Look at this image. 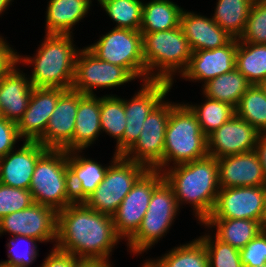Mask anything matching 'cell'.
<instances>
[{"label": "cell", "mask_w": 266, "mask_h": 267, "mask_svg": "<svg viewBox=\"0 0 266 267\" xmlns=\"http://www.w3.org/2000/svg\"><path fill=\"white\" fill-rule=\"evenodd\" d=\"M121 239L113 217L74 202L57 212L55 248L78 259L109 261L112 248Z\"/></svg>", "instance_id": "1"}, {"label": "cell", "mask_w": 266, "mask_h": 267, "mask_svg": "<svg viewBox=\"0 0 266 267\" xmlns=\"http://www.w3.org/2000/svg\"><path fill=\"white\" fill-rule=\"evenodd\" d=\"M169 167L163 175L174 191L178 206L190 203L195 216L203 223L212 213L220 191L217 159L207 155Z\"/></svg>", "instance_id": "2"}, {"label": "cell", "mask_w": 266, "mask_h": 267, "mask_svg": "<svg viewBox=\"0 0 266 267\" xmlns=\"http://www.w3.org/2000/svg\"><path fill=\"white\" fill-rule=\"evenodd\" d=\"M33 58L19 55V63L31 64L29 78L33 87L72 88L75 61L79 49H75L71 35L46 34Z\"/></svg>", "instance_id": "3"}, {"label": "cell", "mask_w": 266, "mask_h": 267, "mask_svg": "<svg viewBox=\"0 0 266 267\" xmlns=\"http://www.w3.org/2000/svg\"><path fill=\"white\" fill-rule=\"evenodd\" d=\"M141 34L146 81H166L173 85V75L185 71L193 53L181 26Z\"/></svg>", "instance_id": "4"}, {"label": "cell", "mask_w": 266, "mask_h": 267, "mask_svg": "<svg viewBox=\"0 0 266 267\" xmlns=\"http://www.w3.org/2000/svg\"><path fill=\"white\" fill-rule=\"evenodd\" d=\"M208 155L207 136L201 131L195 114L186 104L170 102V117L166 127L163 168L184 164ZM170 161V162H169Z\"/></svg>", "instance_id": "5"}, {"label": "cell", "mask_w": 266, "mask_h": 267, "mask_svg": "<svg viewBox=\"0 0 266 267\" xmlns=\"http://www.w3.org/2000/svg\"><path fill=\"white\" fill-rule=\"evenodd\" d=\"M29 191L34 203L56 212L74 203L70 187L67 151L48 149L36 162Z\"/></svg>", "instance_id": "6"}, {"label": "cell", "mask_w": 266, "mask_h": 267, "mask_svg": "<svg viewBox=\"0 0 266 267\" xmlns=\"http://www.w3.org/2000/svg\"><path fill=\"white\" fill-rule=\"evenodd\" d=\"M180 210L172 187L165 179L153 190L152 197L138 230L127 240L134 254H141L157 243L172 226Z\"/></svg>", "instance_id": "7"}, {"label": "cell", "mask_w": 266, "mask_h": 267, "mask_svg": "<svg viewBox=\"0 0 266 267\" xmlns=\"http://www.w3.org/2000/svg\"><path fill=\"white\" fill-rule=\"evenodd\" d=\"M111 162L104 179L84 203L97 212L113 216L124 197L148 169L116 153Z\"/></svg>", "instance_id": "8"}, {"label": "cell", "mask_w": 266, "mask_h": 267, "mask_svg": "<svg viewBox=\"0 0 266 267\" xmlns=\"http://www.w3.org/2000/svg\"><path fill=\"white\" fill-rule=\"evenodd\" d=\"M87 48L100 60L124 67L135 78L143 77L142 81H146V66L140 31L114 27Z\"/></svg>", "instance_id": "9"}, {"label": "cell", "mask_w": 266, "mask_h": 267, "mask_svg": "<svg viewBox=\"0 0 266 267\" xmlns=\"http://www.w3.org/2000/svg\"><path fill=\"white\" fill-rule=\"evenodd\" d=\"M169 117L170 102H164L163 99L145 119L140 137L122 156L144 165L148 170L162 171Z\"/></svg>", "instance_id": "10"}, {"label": "cell", "mask_w": 266, "mask_h": 267, "mask_svg": "<svg viewBox=\"0 0 266 267\" xmlns=\"http://www.w3.org/2000/svg\"><path fill=\"white\" fill-rule=\"evenodd\" d=\"M136 79L126 68L100 60L87 47L76 56L72 88L94 95V88H112Z\"/></svg>", "instance_id": "11"}, {"label": "cell", "mask_w": 266, "mask_h": 267, "mask_svg": "<svg viewBox=\"0 0 266 267\" xmlns=\"http://www.w3.org/2000/svg\"><path fill=\"white\" fill-rule=\"evenodd\" d=\"M164 180L159 170H147L124 197L112 216L116 234L127 240L138 230L149 206L153 190Z\"/></svg>", "instance_id": "12"}, {"label": "cell", "mask_w": 266, "mask_h": 267, "mask_svg": "<svg viewBox=\"0 0 266 267\" xmlns=\"http://www.w3.org/2000/svg\"><path fill=\"white\" fill-rule=\"evenodd\" d=\"M266 214V186L220 188L207 219H249L263 224Z\"/></svg>", "instance_id": "13"}, {"label": "cell", "mask_w": 266, "mask_h": 267, "mask_svg": "<svg viewBox=\"0 0 266 267\" xmlns=\"http://www.w3.org/2000/svg\"><path fill=\"white\" fill-rule=\"evenodd\" d=\"M27 236L38 242L57 240V212L41 204L33 203L22 211H16L0 219V236Z\"/></svg>", "instance_id": "14"}, {"label": "cell", "mask_w": 266, "mask_h": 267, "mask_svg": "<svg viewBox=\"0 0 266 267\" xmlns=\"http://www.w3.org/2000/svg\"><path fill=\"white\" fill-rule=\"evenodd\" d=\"M172 87L166 81L149 80L142 84L131 100L124 99L126 128L123 134V154L140 137L142 125L149 113L166 97Z\"/></svg>", "instance_id": "15"}, {"label": "cell", "mask_w": 266, "mask_h": 267, "mask_svg": "<svg viewBox=\"0 0 266 267\" xmlns=\"http://www.w3.org/2000/svg\"><path fill=\"white\" fill-rule=\"evenodd\" d=\"M79 103V92L66 90L58 99L45 134L38 140L47 149L73 151V134Z\"/></svg>", "instance_id": "16"}, {"label": "cell", "mask_w": 266, "mask_h": 267, "mask_svg": "<svg viewBox=\"0 0 266 267\" xmlns=\"http://www.w3.org/2000/svg\"><path fill=\"white\" fill-rule=\"evenodd\" d=\"M260 132L234 115L207 137L208 155L218 158L254 151Z\"/></svg>", "instance_id": "17"}, {"label": "cell", "mask_w": 266, "mask_h": 267, "mask_svg": "<svg viewBox=\"0 0 266 267\" xmlns=\"http://www.w3.org/2000/svg\"><path fill=\"white\" fill-rule=\"evenodd\" d=\"M66 90L34 87L23 116L17 123L20 138L38 141L44 134L59 97Z\"/></svg>", "instance_id": "18"}, {"label": "cell", "mask_w": 266, "mask_h": 267, "mask_svg": "<svg viewBox=\"0 0 266 267\" xmlns=\"http://www.w3.org/2000/svg\"><path fill=\"white\" fill-rule=\"evenodd\" d=\"M237 38L223 47L194 51L187 68L181 74L185 80L203 81L204 84L236 68Z\"/></svg>", "instance_id": "19"}, {"label": "cell", "mask_w": 266, "mask_h": 267, "mask_svg": "<svg viewBox=\"0 0 266 267\" xmlns=\"http://www.w3.org/2000/svg\"><path fill=\"white\" fill-rule=\"evenodd\" d=\"M47 150L38 141L24 140L18 151L0 158V183L29 190L36 162Z\"/></svg>", "instance_id": "20"}, {"label": "cell", "mask_w": 266, "mask_h": 267, "mask_svg": "<svg viewBox=\"0 0 266 267\" xmlns=\"http://www.w3.org/2000/svg\"><path fill=\"white\" fill-rule=\"evenodd\" d=\"M220 188L265 186L262 165L255 151L217 159Z\"/></svg>", "instance_id": "21"}, {"label": "cell", "mask_w": 266, "mask_h": 267, "mask_svg": "<svg viewBox=\"0 0 266 267\" xmlns=\"http://www.w3.org/2000/svg\"><path fill=\"white\" fill-rule=\"evenodd\" d=\"M180 26L193 52L220 48L233 39L212 18L194 12L183 10L180 16Z\"/></svg>", "instance_id": "22"}, {"label": "cell", "mask_w": 266, "mask_h": 267, "mask_svg": "<svg viewBox=\"0 0 266 267\" xmlns=\"http://www.w3.org/2000/svg\"><path fill=\"white\" fill-rule=\"evenodd\" d=\"M16 66L0 79V115L16 124L27 109L33 90L29 77Z\"/></svg>", "instance_id": "23"}, {"label": "cell", "mask_w": 266, "mask_h": 267, "mask_svg": "<svg viewBox=\"0 0 266 267\" xmlns=\"http://www.w3.org/2000/svg\"><path fill=\"white\" fill-rule=\"evenodd\" d=\"M79 152L82 151L67 152V164L73 199L84 202L102 182L108 167L82 157Z\"/></svg>", "instance_id": "24"}, {"label": "cell", "mask_w": 266, "mask_h": 267, "mask_svg": "<svg viewBox=\"0 0 266 267\" xmlns=\"http://www.w3.org/2000/svg\"><path fill=\"white\" fill-rule=\"evenodd\" d=\"M101 131L100 97L79 92L73 134V151H82L96 141Z\"/></svg>", "instance_id": "25"}, {"label": "cell", "mask_w": 266, "mask_h": 267, "mask_svg": "<svg viewBox=\"0 0 266 267\" xmlns=\"http://www.w3.org/2000/svg\"><path fill=\"white\" fill-rule=\"evenodd\" d=\"M91 0H50L46 11V34L71 35L72 27L85 17Z\"/></svg>", "instance_id": "26"}, {"label": "cell", "mask_w": 266, "mask_h": 267, "mask_svg": "<svg viewBox=\"0 0 266 267\" xmlns=\"http://www.w3.org/2000/svg\"><path fill=\"white\" fill-rule=\"evenodd\" d=\"M202 224L215 226V237L239 251L264 230L260 221L249 219H206Z\"/></svg>", "instance_id": "27"}, {"label": "cell", "mask_w": 266, "mask_h": 267, "mask_svg": "<svg viewBox=\"0 0 266 267\" xmlns=\"http://www.w3.org/2000/svg\"><path fill=\"white\" fill-rule=\"evenodd\" d=\"M182 11L171 0H151L143 4L140 32L153 33L177 28Z\"/></svg>", "instance_id": "28"}, {"label": "cell", "mask_w": 266, "mask_h": 267, "mask_svg": "<svg viewBox=\"0 0 266 267\" xmlns=\"http://www.w3.org/2000/svg\"><path fill=\"white\" fill-rule=\"evenodd\" d=\"M251 85L247 78L234 68L231 72L224 73L203 84V94L236 107L241 96Z\"/></svg>", "instance_id": "29"}, {"label": "cell", "mask_w": 266, "mask_h": 267, "mask_svg": "<svg viewBox=\"0 0 266 267\" xmlns=\"http://www.w3.org/2000/svg\"><path fill=\"white\" fill-rule=\"evenodd\" d=\"M254 0H218L214 16L215 23L233 38L243 34Z\"/></svg>", "instance_id": "30"}, {"label": "cell", "mask_w": 266, "mask_h": 267, "mask_svg": "<svg viewBox=\"0 0 266 267\" xmlns=\"http://www.w3.org/2000/svg\"><path fill=\"white\" fill-rule=\"evenodd\" d=\"M236 69L258 85L266 79V44L241 42L237 39Z\"/></svg>", "instance_id": "31"}, {"label": "cell", "mask_w": 266, "mask_h": 267, "mask_svg": "<svg viewBox=\"0 0 266 267\" xmlns=\"http://www.w3.org/2000/svg\"><path fill=\"white\" fill-rule=\"evenodd\" d=\"M101 131L116 138V153L123 155V134L126 128L124 99L115 95L100 97Z\"/></svg>", "instance_id": "32"}, {"label": "cell", "mask_w": 266, "mask_h": 267, "mask_svg": "<svg viewBox=\"0 0 266 267\" xmlns=\"http://www.w3.org/2000/svg\"><path fill=\"white\" fill-rule=\"evenodd\" d=\"M165 253L160 259L150 261L156 267H209L204 243L198 238Z\"/></svg>", "instance_id": "33"}, {"label": "cell", "mask_w": 266, "mask_h": 267, "mask_svg": "<svg viewBox=\"0 0 266 267\" xmlns=\"http://www.w3.org/2000/svg\"><path fill=\"white\" fill-rule=\"evenodd\" d=\"M205 103L201 105L186 104L197 117L201 131L208 137L222 124L235 115L232 105L205 96Z\"/></svg>", "instance_id": "34"}, {"label": "cell", "mask_w": 266, "mask_h": 267, "mask_svg": "<svg viewBox=\"0 0 266 267\" xmlns=\"http://www.w3.org/2000/svg\"><path fill=\"white\" fill-rule=\"evenodd\" d=\"M235 115L260 133H266V97L258 85L252 84L241 96L235 107Z\"/></svg>", "instance_id": "35"}, {"label": "cell", "mask_w": 266, "mask_h": 267, "mask_svg": "<svg viewBox=\"0 0 266 267\" xmlns=\"http://www.w3.org/2000/svg\"><path fill=\"white\" fill-rule=\"evenodd\" d=\"M116 28L140 31L143 2L141 0H98Z\"/></svg>", "instance_id": "36"}, {"label": "cell", "mask_w": 266, "mask_h": 267, "mask_svg": "<svg viewBox=\"0 0 266 267\" xmlns=\"http://www.w3.org/2000/svg\"><path fill=\"white\" fill-rule=\"evenodd\" d=\"M199 239L206 247L209 267H243L238 249L223 243L216 237L214 241L210 234L200 236Z\"/></svg>", "instance_id": "37"}, {"label": "cell", "mask_w": 266, "mask_h": 267, "mask_svg": "<svg viewBox=\"0 0 266 267\" xmlns=\"http://www.w3.org/2000/svg\"><path fill=\"white\" fill-rule=\"evenodd\" d=\"M238 41L266 44V0H254L245 30Z\"/></svg>", "instance_id": "38"}, {"label": "cell", "mask_w": 266, "mask_h": 267, "mask_svg": "<svg viewBox=\"0 0 266 267\" xmlns=\"http://www.w3.org/2000/svg\"><path fill=\"white\" fill-rule=\"evenodd\" d=\"M21 242H26L27 244V246L25 245L26 248L22 251H20V248H22ZM35 242H37V240L31 237L22 235L12 236V239L7 243L9 249L7 256L9 259L0 263L8 267H29L30 264L36 260L39 251L36 250L37 245Z\"/></svg>", "instance_id": "39"}, {"label": "cell", "mask_w": 266, "mask_h": 267, "mask_svg": "<svg viewBox=\"0 0 266 267\" xmlns=\"http://www.w3.org/2000/svg\"><path fill=\"white\" fill-rule=\"evenodd\" d=\"M33 203L34 200L29 190L0 183V219L16 211H22Z\"/></svg>", "instance_id": "40"}, {"label": "cell", "mask_w": 266, "mask_h": 267, "mask_svg": "<svg viewBox=\"0 0 266 267\" xmlns=\"http://www.w3.org/2000/svg\"><path fill=\"white\" fill-rule=\"evenodd\" d=\"M243 266H264L266 264V230H262L240 250Z\"/></svg>", "instance_id": "41"}, {"label": "cell", "mask_w": 266, "mask_h": 267, "mask_svg": "<svg viewBox=\"0 0 266 267\" xmlns=\"http://www.w3.org/2000/svg\"><path fill=\"white\" fill-rule=\"evenodd\" d=\"M19 139L21 138L18 134L17 124L0 116V158L12 151Z\"/></svg>", "instance_id": "42"}, {"label": "cell", "mask_w": 266, "mask_h": 267, "mask_svg": "<svg viewBox=\"0 0 266 267\" xmlns=\"http://www.w3.org/2000/svg\"><path fill=\"white\" fill-rule=\"evenodd\" d=\"M0 36V79L8 74L18 63L19 54Z\"/></svg>", "instance_id": "43"}, {"label": "cell", "mask_w": 266, "mask_h": 267, "mask_svg": "<svg viewBox=\"0 0 266 267\" xmlns=\"http://www.w3.org/2000/svg\"><path fill=\"white\" fill-rule=\"evenodd\" d=\"M79 259L70 253L53 248L40 267H75Z\"/></svg>", "instance_id": "44"}, {"label": "cell", "mask_w": 266, "mask_h": 267, "mask_svg": "<svg viewBox=\"0 0 266 267\" xmlns=\"http://www.w3.org/2000/svg\"><path fill=\"white\" fill-rule=\"evenodd\" d=\"M254 151L256 152L259 161L262 165L266 186V133H260Z\"/></svg>", "instance_id": "45"}, {"label": "cell", "mask_w": 266, "mask_h": 267, "mask_svg": "<svg viewBox=\"0 0 266 267\" xmlns=\"http://www.w3.org/2000/svg\"><path fill=\"white\" fill-rule=\"evenodd\" d=\"M109 261L104 260H89V259H79L75 267H111Z\"/></svg>", "instance_id": "46"}, {"label": "cell", "mask_w": 266, "mask_h": 267, "mask_svg": "<svg viewBox=\"0 0 266 267\" xmlns=\"http://www.w3.org/2000/svg\"><path fill=\"white\" fill-rule=\"evenodd\" d=\"M11 2L12 0H0V14H2V12H5V10L7 9V7H9Z\"/></svg>", "instance_id": "47"}, {"label": "cell", "mask_w": 266, "mask_h": 267, "mask_svg": "<svg viewBox=\"0 0 266 267\" xmlns=\"http://www.w3.org/2000/svg\"><path fill=\"white\" fill-rule=\"evenodd\" d=\"M258 86L261 88V90L263 91L265 97H266V79L261 81Z\"/></svg>", "instance_id": "48"}, {"label": "cell", "mask_w": 266, "mask_h": 267, "mask_svg": "<svg viewBox=\"0 0 266 267\" xmlns=\"http://www.w3.org/2000/svg\"><path fill=\"white\" fill-rule=\"evenodd\" d=\"M142 267H156L150 260H146Z\"/></svg>", "instance_id": "49"}, {"label": "cell", "mask_w": 266, "mask_h": 267, "mask_svg": "<svg viewBox=\"0 0 266 267\" xmlns=\"http://www.w3.org/2000/svg\"><path fill=\"white\" fill-rule=\"evenodd\" d=\"M263 228L266 230V214H265V218H264V221H263Z\"/></svg>", "instance_id": "50"}, {"label": "cell", "mask_w": 266, "mask_h": 267, "mask_svg": "<svg viewBox=\"0 0 266 267\" xmlns=\"http://www.w3.org/2000/svg\"><path fill=\"white\" fill-rule=\"evenodd\" d=\"M243 267H254V266H243ZM255 267H258V266H255ZM261 267H266V264L264 266H261Z\"/></svg>", "instance_id": "51"}, {"label": "cell", "mask_w": 266, "mask_h": 267, "mask_svg": "<svg viewBox=\"0 0 266 267\" xmlns=\"http://www.w3.org/2000/svg\"><path fill=\"white\" fill-rule=\"evenodd\" d=\"M0 267H8V266H5V265H3V264L0 263Z\"/></svg>", "instance_id": "52"}]
</instances>
